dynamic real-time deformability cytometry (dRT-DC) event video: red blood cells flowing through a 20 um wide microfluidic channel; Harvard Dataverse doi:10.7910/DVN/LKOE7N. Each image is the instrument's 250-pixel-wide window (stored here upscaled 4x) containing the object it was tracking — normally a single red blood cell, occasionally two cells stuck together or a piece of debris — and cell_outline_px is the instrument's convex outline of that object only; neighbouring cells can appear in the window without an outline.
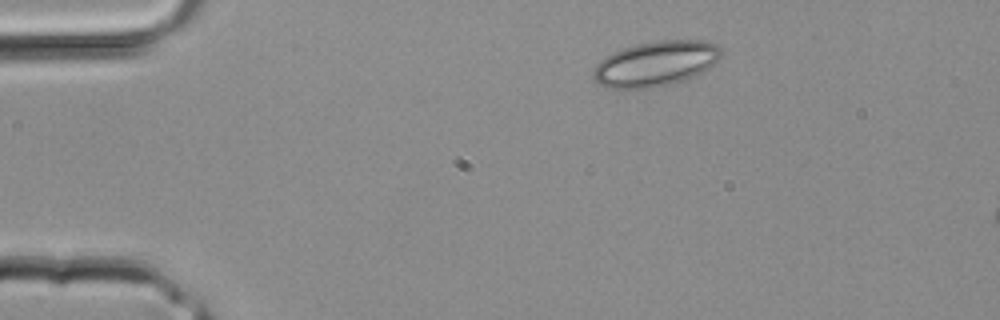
{"species": "common noctule bat (a hibernating species)", "species_latin": "Nyctalus noctula", "temperature_condition": "room temperature", "stored_images_in_passage": 2, "camera_frame_rate_fps": 3000, "um_per_image_px": 0.085, "animal": {"sex": "male", "body_mass_g": 20.4}, "frame": {"image": 1, "passage_image": 2, "time_ms": 0.333, "image_size_px": [1000, 320], "cell_outline_px": [[724, 56], [708, 68], [684, 80], [668, 84], [644, 88], [608, 88], [592, 80], [592, 72], [596, 64], [600, 60], [624, 48], [636, 44], [656, 40], [704, 40], [716, 44], [724, 52]], "centroid_in_image_um": [55.75, 5.39], "position_along_channel_um": 29.3, "area_um2": 33.52}}